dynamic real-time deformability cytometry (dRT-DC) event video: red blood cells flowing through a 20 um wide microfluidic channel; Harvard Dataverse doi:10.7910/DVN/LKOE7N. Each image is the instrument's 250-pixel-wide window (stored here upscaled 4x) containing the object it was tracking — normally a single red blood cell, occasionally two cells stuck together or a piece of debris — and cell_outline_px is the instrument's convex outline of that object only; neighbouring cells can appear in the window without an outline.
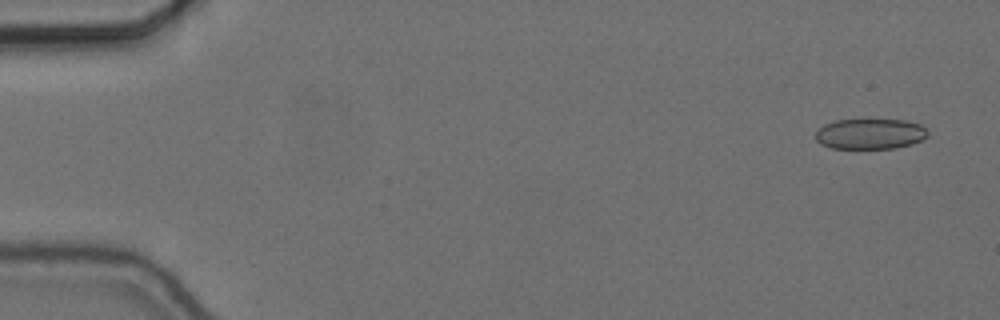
{"species": "common noctule bat (a hibernating species)", "species_latin": "Nyctalus noctula", "temperature_condition": "cold", "stored_images_in_passage": 54, "camera_frame_rate_fps": 3000, "um_per_image_px": 0.085, "animal": {"sex": "female", "body_mass_g": 24.6, "forearm_length_mm": 56.2}, "frame": {"image": 1, "passage_image": 3, "time_ms": 0.667, "image_size_px": [1000, 320], "cell_outline_px": [[928, 136], [912, 144], [896, 148], [832, 148], [820, 144], [816, 140], [816, 132], [824, 124], [836, 120], [904, 120], [920, 124], [928, 132]], "centroid_in_image_um": [73.96, 11.38], "position_along_channel_um": 11.0, "area_um2": 19.83}}
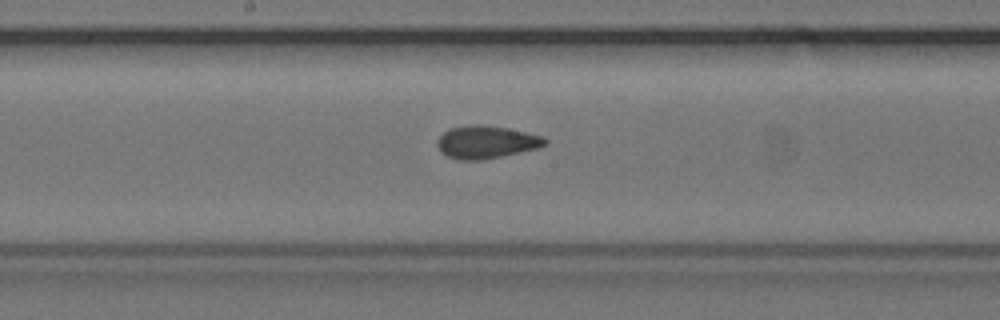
{"frame": {"image": 2, "passage_image": 30, "time_ms": 9.667, "image_size_px": [1000, 320], "cell_outline_px": [[548, 144], [540, 148], [480, 160], [456, 160], [440, 152], [436, 144], [436, 140], [448, 128], [472, 124], [480, 124], [508, 128], [544, 136], [548, 140]], "centroid_in_image_um": [41.33, 12.07], "position_along_channel_um": 206.9, "area_um2": 20.81}}
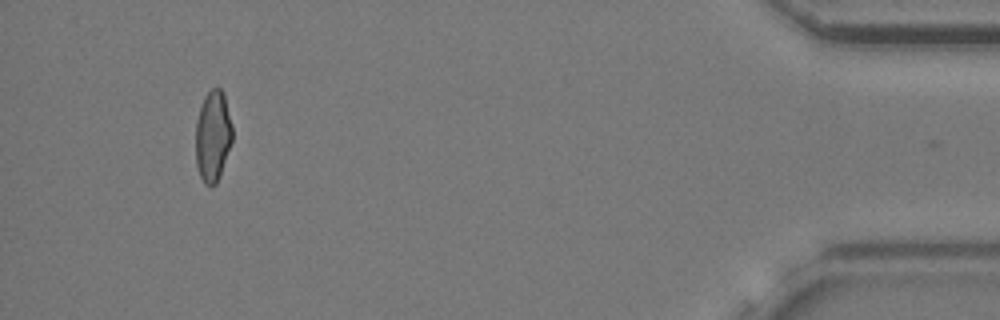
{"frame": {"image": 3, "passage_image": 53, "time_ms": 17.333, "image_size_px": [1000, 320], "cell_outline_px": [[232, 140], [220, 176], [216, 184], [204, 184], [200, 176], [196, 164], [196, 120], [204, 96], [212, 88], [220, 88], [224, 92], [232, 124]], "centroid_in_image_um": [18.09, 11.54], "position_along_channel_um": 417.1, "area_um2": 19.48}, "authors_computed_cell_mechanics": {"area_um2": 20.5479, "velocity_mm_per_s": 3.6638, "shape_relaxation_time_tau1_ms": 4.4544, "shape_relaxation_time_tau2_ms": 2.3871, "deformation_change_tau1": 0.1014, "deformation_change_tau2": 0.0719}}